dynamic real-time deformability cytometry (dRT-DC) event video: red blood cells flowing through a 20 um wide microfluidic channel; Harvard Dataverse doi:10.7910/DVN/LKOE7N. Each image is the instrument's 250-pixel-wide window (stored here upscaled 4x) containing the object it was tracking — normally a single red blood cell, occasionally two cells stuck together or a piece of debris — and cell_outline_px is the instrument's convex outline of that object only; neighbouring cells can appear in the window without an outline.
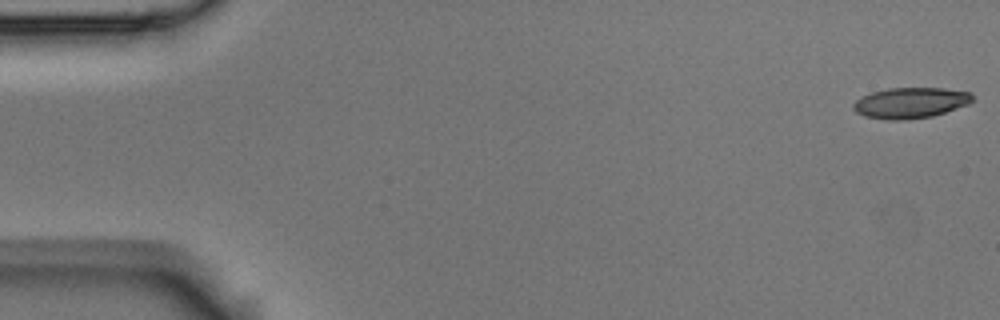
{"species": "Egyptian fruit bat (a non-hibernating species)", "species_latin": "Rousettus aegyptiacus", "temperature_condition": "room temperature", "stored_images_in_passage": 54, "camera_frame_rate_fps": 3000, "um_per_image_px": 0.085, "animal": {"sex": "male"}, "frame": {"image": 1, "passage_image": 1, "time_ms": 0.0, "image_size_px": [1000, 320], "cell_outline_px": [[972, 100], [968, 104], [932, 116], [904, 120], [888, 120], [864, 116], [856, 112], [852, 108], [852, 104], [860, 96], [872, 92], [888, 88], [944, 88], [972, 92]], "centroid_in_image_um": [77.35, 8.73], "position_along_channel_um": 7.7, "area_um2": 21.39}}
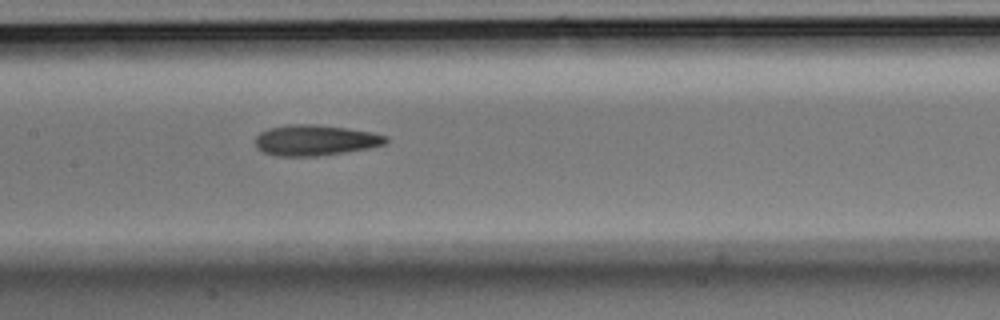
{"frame": {"image": 2, "passage_image": 26, "time_ms": 8.333, "image_size_px": [1000, 320], "cell_outline_px": [[388, 140], [384, 144], [372, 148], [316, 156], [276, 156], [264, 152], [256, 148], [256, 136], [260, 132], [268, 128], [288, 124], [316, 124], [372, 132], [388, 136]], "centroid_in_image_um": [26.79, 11.92], "position_along_channel_um": 180.6, "area_um2": 23.41}}
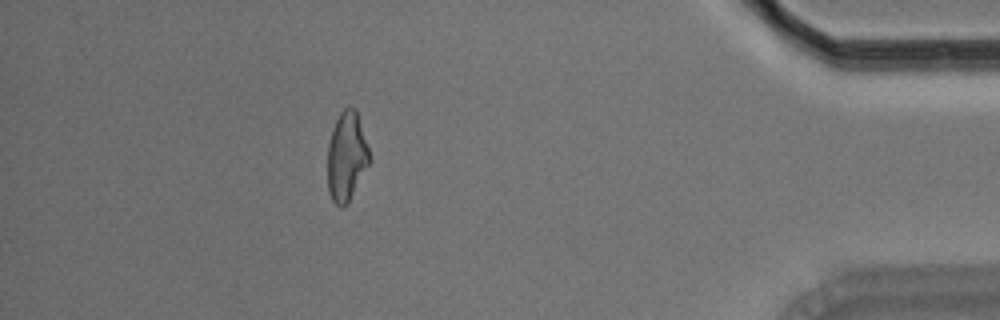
{"frame": {"image": 3, "passage_image": 48, "time_ms": 15.667, "image_size_px": [1000, 320], "cell_outline_px": [[372, 160], [348, 204], [344, 208], [340, 208], [332, 200], [328, 192], [328, 144], [332, 128], [340, 112], [348, 104], [356, 108]], "centroid_in_image_um": [29.47, 13.31], "position_along_channel_um": 405.7, "area_um2": 22.25}, "authors_computed_cell_mechanics": {"area_um2": 22.5998, "velocity_mm_per_s": 3.7307, "shape_relaxation_time_tau1_ms": null, "shape_relaxation_time_tau2_ms": 3.6138, "deformation_change_tau1": null, "deformation_change_tau2": 0.1382}}